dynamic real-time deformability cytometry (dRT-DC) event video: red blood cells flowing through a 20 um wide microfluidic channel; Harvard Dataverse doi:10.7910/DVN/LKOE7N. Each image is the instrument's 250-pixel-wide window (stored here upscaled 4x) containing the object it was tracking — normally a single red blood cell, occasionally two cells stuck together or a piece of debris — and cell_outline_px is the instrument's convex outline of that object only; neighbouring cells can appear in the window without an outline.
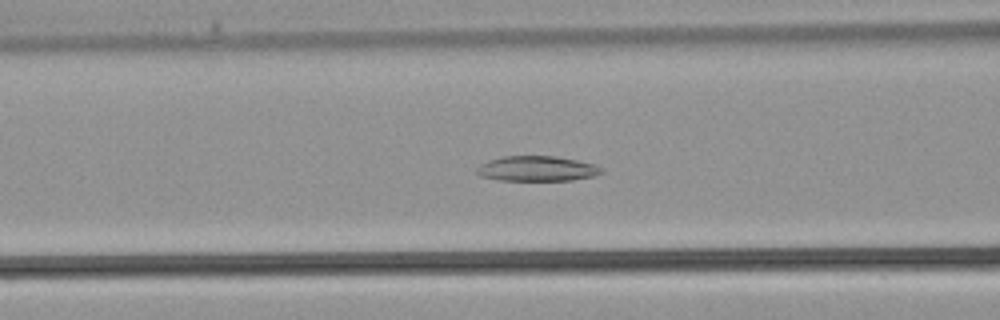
{"species": "common noctule bat (a hibernating species)", "species_latin": "Nyctalus noctula", "temperature_condition": "warm", "stored_images_in_passage": 37, "camera_frame_rate_fps": 3000, "um_per_image_px": 0.085, "animal": {"sex": "male", "body_mass_g": 21.5, "forearm_length_mm": 52.0}, "frame": {"image": 1, "passage_image": 14, "time_ms": 4.333, "image_size_px": [1000, 320], "cell_outline_px": [[604, 172], [596, 176], [572, 180], [500, 180], [480, 176], [476, 172], [476, 168], [480, 164], [488, 160], [504, 156], [556, 156], [596, 164]], "centroid_in_image_um": [45.65, 14.33], "position_along_channel_um": 121.0, "area_um2": 18.32}}
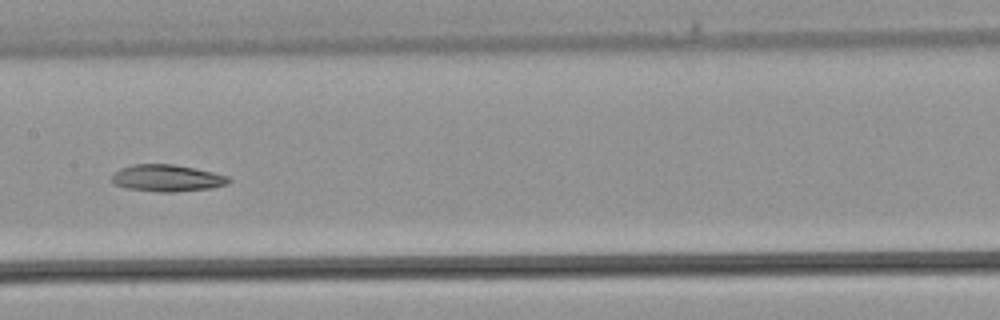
{"frame": {"image": 2, "passage_image": 18, "time_ms": 5.667, "image_size_px": [1000, 320], "cell_outline_px": [[232, 180], [228, 184], [212, 188], [172, 192], [156, 192], [128, 188], [112, 184], [112, 176], [120, 168], [132, 164], [172, 164], [212, 172], [228, 176]], "centroid_in_image_um": [14.19, 15.14], "position_along_channel_um": 193.2, "area_um2": 18.26}}
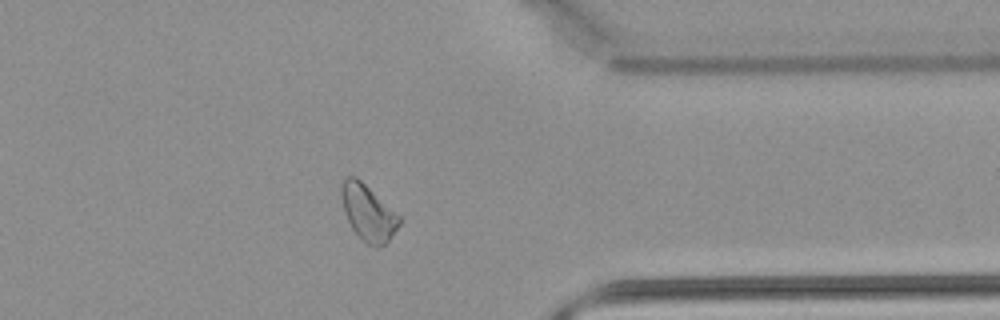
{"frame": {"image": 3, "passage_image": 29, "time_ms": 9.333, "image_size_px": [1000, 320], "cell_outline_px": [[400, 224], [388, 240], [384, 244], [376, 248], [368, 244], [352, 228], [344, 212], [340, 192], [340, 188], [344, 180], [348, 176], [356, 176], [400, 216]], "centroid_in_image_um": [31.27, 18.06], "position_along_channel_um": 380.1, "area_um2": 18.44}}